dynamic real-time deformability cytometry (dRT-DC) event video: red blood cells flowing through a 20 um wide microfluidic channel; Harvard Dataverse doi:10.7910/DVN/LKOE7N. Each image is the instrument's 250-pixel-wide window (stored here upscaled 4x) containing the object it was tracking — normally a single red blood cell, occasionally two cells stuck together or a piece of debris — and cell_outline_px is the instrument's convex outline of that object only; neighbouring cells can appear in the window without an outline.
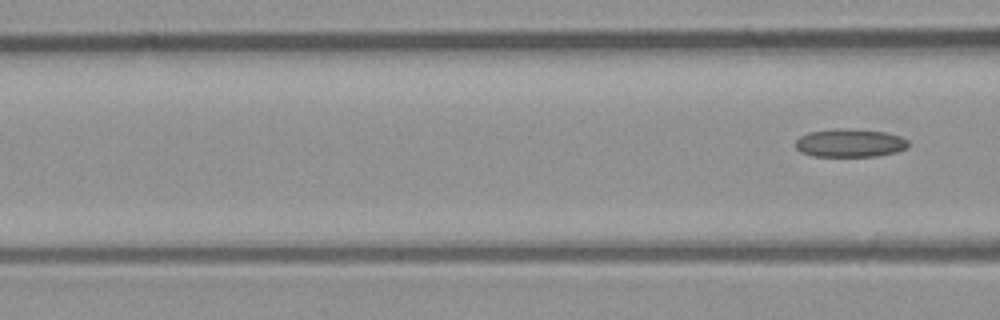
{"species": "common noctule bat (a hibernating species)", "species_latin": "Nyctalus noctula", "temperature_condition": "room temperature", "stored_images_in_passage": 5, "camera_frame_rate_fps": 3000, "um_per_image_px": 0.085, "animal": {"sex": "male", "body_mass_g": 23.1, "forearm_length_mm": 52.7}, "frame": {"image": 1, "passage_image": 5, "time_ms": 1.333, "image_size_px": [1000, 320], "cell_outline_px": [[908, 148], [896, 152], [876, 156], [812, 156], [800, 152], [796, 148], [796, 140], [800, 136], [808, 132], [832, 128], [856, 128], [884, 132], [900, 136], [908, 140]], "centroid_in_image_um": [72.23, 12.14], "position_along_channel_um": 94.4, "area_um2": 18.84}}